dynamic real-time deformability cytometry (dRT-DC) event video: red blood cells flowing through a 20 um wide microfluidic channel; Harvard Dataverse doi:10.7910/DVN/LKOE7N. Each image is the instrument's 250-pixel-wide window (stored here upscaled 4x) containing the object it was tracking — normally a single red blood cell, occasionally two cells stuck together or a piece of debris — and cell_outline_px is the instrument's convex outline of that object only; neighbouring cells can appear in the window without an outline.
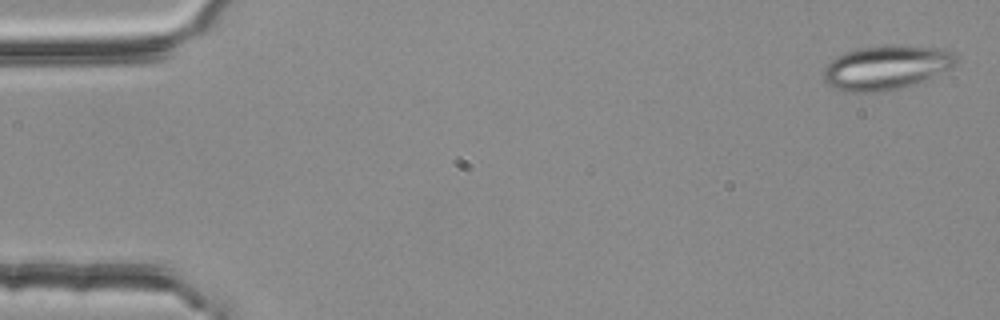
{"species": "common noctule bat (a hibernating species)", "species_latin": "Nyctalus noctula", "temperature_condition": "room temperature", "stored_images_in_passage": 4, "camera_frame_rate_fps": 3000, "um_per_image_px": 0.085, "animal": {"sex": "female", "body_mass_g": 25.1}, "frame": {"image": 1, "passage_image": 1, "time_ms": 0.0, "image_size_px": [1000, 320], "cell_outline_px": [[956, 64], [952, 68], [916, 84], [900, 88], [880, 92], [848, 92], [832, 88], [824, 80], [824, 68], [836, 56], [844, 52], [860, 48], [888, 44], [900, 44], [948, 48], [956, 52]], "centroid_in_image_um": [75.39, 5.71], "position_along_channel_um": 9.6, "area_um2": 34.91}}